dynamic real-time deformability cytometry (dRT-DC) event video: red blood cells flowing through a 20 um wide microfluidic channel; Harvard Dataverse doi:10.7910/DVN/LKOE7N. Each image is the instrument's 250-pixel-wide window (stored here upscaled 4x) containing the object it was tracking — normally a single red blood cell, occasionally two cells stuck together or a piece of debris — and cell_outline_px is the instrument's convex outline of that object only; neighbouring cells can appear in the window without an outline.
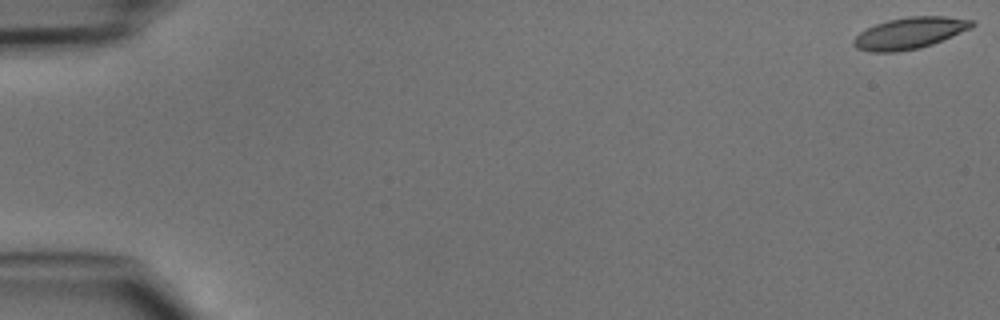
{"species": "common noctule bat (a hibernating species)", "species_latin": "Nyctalus noctula", "temperature_condition": "cold", "stored_images_in_passage": 48, "camera_frame_rate_fps": 3000, "um_per_image_px": 0.085, "animal": {"sex": "male", "body_mass_g": 15.6}, "frame": {"image": 1, "passage_image": 1, "time_ms": 0.0, "image_size_px": [1000, 320], "cell_outline_px": [[976, 24], [972, 28], [932, 44], [920, 48], [896, 52], [868, 52], [856, 48], [852, 44], [852, 40], [860, 32], [876, 24], [888, 20], [908, 16], [944, 16], [972, 20]], "centroid_in_image_um": [77.31, 2.82], "position_along_channel_um": 7.7, "area_um2": 21.73}}
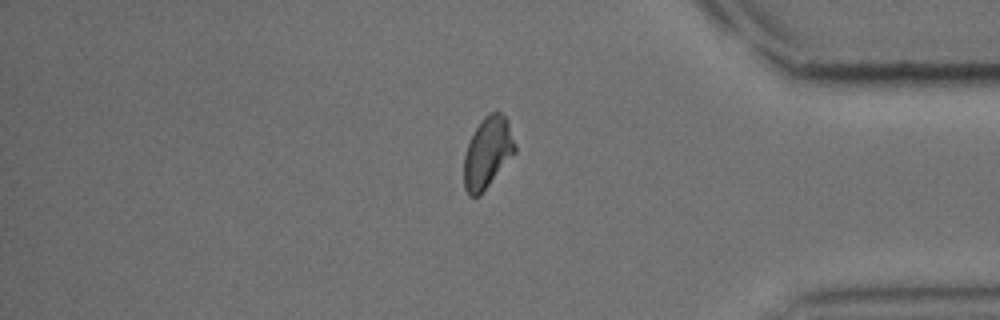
{"frame": {"image": 2, "passage_image": 41, "time_ms": 13.333, "image_size_px": [1000, 320], "cell_outline_px": [[516, 152], [480, 196], [468, 196], [464, 188], [464, 156], [468, 144], [480, 120], [488, 112], [500, 112], [508, 120], [516, 144]], "centroid_in_image_um": [41.45, 12.98], "position_along_channel_um": 393.7, "area_um2": 21.27}}
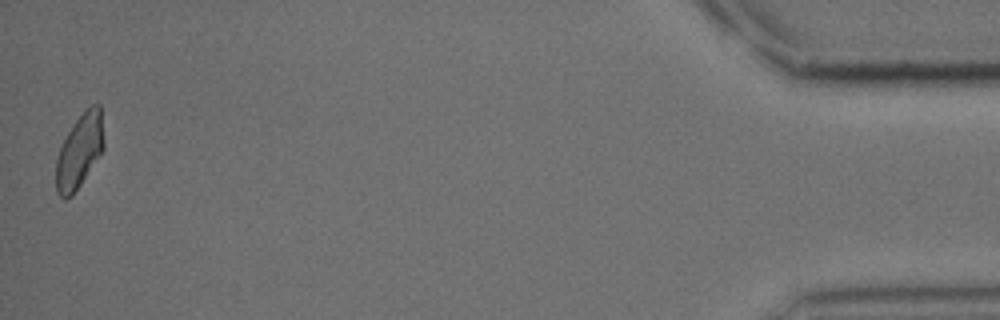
{"frame": {"image": 3, "passage_image": 48, "time_ms": 15.667, "image_size_px": [1000, 320], "cell_outline_px": [[104, 148], [72, 196], [64, 200], [56, 192], [56, 160], [60, 148], [68, 132], [76, 120], [92, 104], [100, 104], [104, 140]], "centroid_in_image_um": [6.75, 12.86], "position_along_channel_um": 428.4, "area_um2": 20.23}}